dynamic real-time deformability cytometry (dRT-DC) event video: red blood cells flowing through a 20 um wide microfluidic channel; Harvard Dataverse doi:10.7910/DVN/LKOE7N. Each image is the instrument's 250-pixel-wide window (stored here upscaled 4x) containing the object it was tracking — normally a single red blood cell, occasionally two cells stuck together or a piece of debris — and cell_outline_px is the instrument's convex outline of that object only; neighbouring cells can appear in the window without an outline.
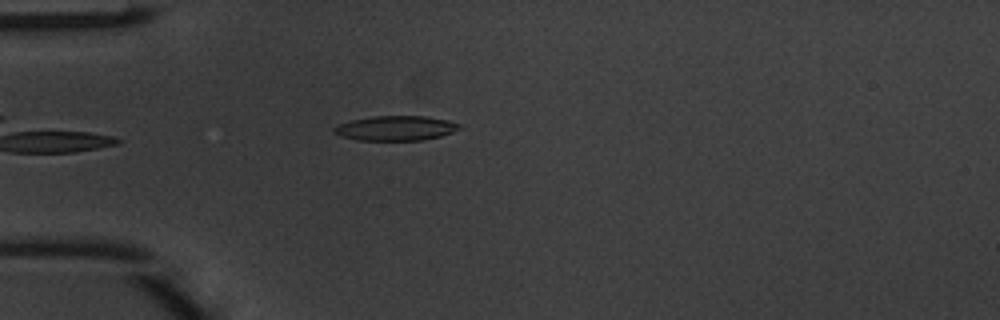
{"species": "common noctule bat (a hibernating species)", "species_latin": "Nyctalus noctula", "temperature_condition": "warm", "stored_images_in_passage": 38, "camera_frame_rate_fps": 3000, "um_per_image_px": 0.085, "animal": {"sex": "male", "body_mass_g": 20.1, "forearm_length_mm": 53.5}, "frame": {"image": 1, "passage_image": 3, "time_ms": 0.667, "image_size_px": [1000, 320], "cell_outline_px": [[464, 128], [440, 136], [420, 140], [356, 140], [340, 136], [332, 132], [332, 128], [340, 124], [352, 120], [372, 116], [428, 116], [448, 120], [460, 124]], "centroid_in_image_um": [33.64, 10.89], "position_along_channel_um": 51.4, "area_um2": 18.15}}
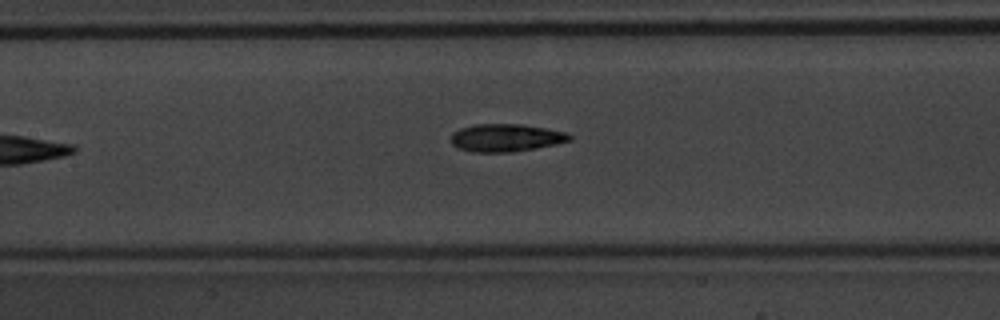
{"frame": {"image": 2, "passage_image": 12, "time_ms": 3.667, "image_size_px": [1000, 320], "cell_outline_px": [[572, 140], [556, 144], [536, 148], [512, 152], [472, 152], [456, 148], [452, 144], [452, 132], [460, 128], [476, 124], [520, 124], [568, 132], [572, 136]], "centroid_in_image_um": [43.0, 11.71], "position_along_channel_um": 164.4, "area_um2": 19.25}}
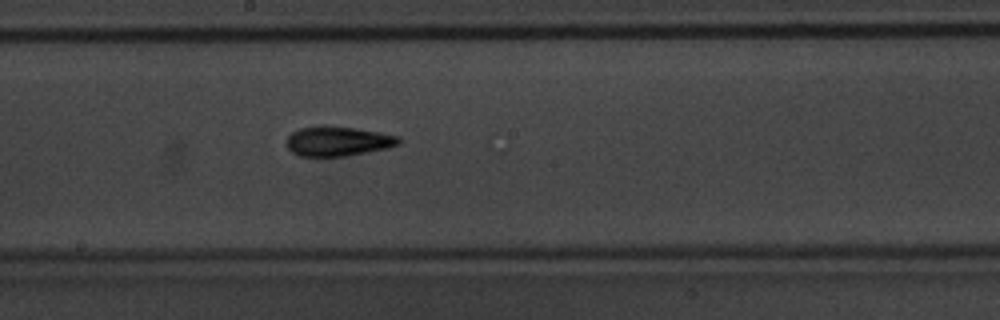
{"frame": {"image": 3, "passage_image": 16, "time_ms": 5.0, "image_size_px": [1000, 320], "cell_outline_px": [[400, 144], [388, 148], [344, 156], [296, 156], [288, 148], [288, 136], [292, 132], [300, 128], [320, 124], [324, 124], [356, 128], [380, 132], [400, 136]], "centroid_in_image_um": [28.72, 11.98], "position_along_channel_um": 219.5, "area_um2": 19.65}, "authors_computed_cell_mechanics": {"area_um2": 18.496, "velocity_mm_per_s": 4.152, "shape_relaxation_time_tau1_ms": 3.2389, "shape_relaxation_time_tau2_ms": 2.4672, "deformation_change_tau1": 0.1531, "deformation_change_tau2": 0.1209}}